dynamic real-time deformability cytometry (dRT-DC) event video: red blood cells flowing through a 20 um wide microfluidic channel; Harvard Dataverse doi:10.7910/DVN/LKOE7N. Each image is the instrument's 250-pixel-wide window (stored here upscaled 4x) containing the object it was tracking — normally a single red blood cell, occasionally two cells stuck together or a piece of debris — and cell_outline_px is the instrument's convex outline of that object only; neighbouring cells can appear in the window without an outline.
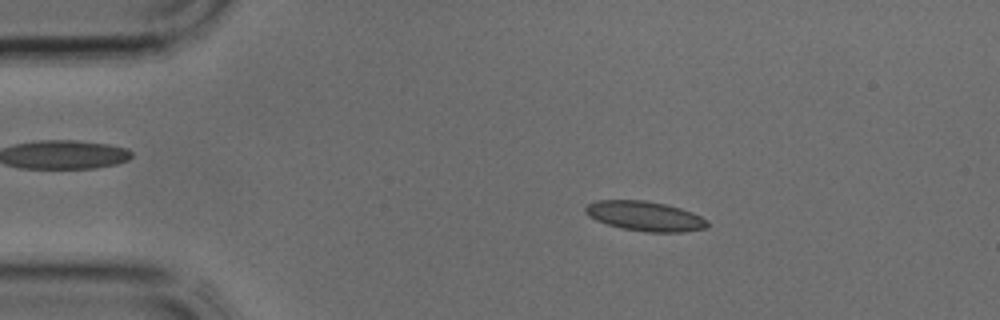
{"species": "common noctule bat (a hibernating species)", "species_latin": "Nyctalus noctula", "temperature_condition": "cold", "stored_images_in_passage": 38, "camera_frame_rate_fps": 3000, "um_per_image_px": 0.085, "animal": {"sex": "male", "body_mass_g": 17.9, "forearm_length_mm": 54.2}, "frame": {"image": 1, "passage_image": 6, "time_ms": 1.667, "image_size_px": [1000, 320], "cell_outline_px": [[708, 228], [684, 232], [648, 232], [624, 228], [608, 224], [596, 220], [588, 216], [584, 212], [584, 208], [588, 204], [596, 200], [644, 200], [664, 204], [680, 208], [692, 212], [708, 220]], "centroid_in_image_um": [54.83, 18.37], "position_along_channel_um": 30.2, "area_um2": 21.1}}
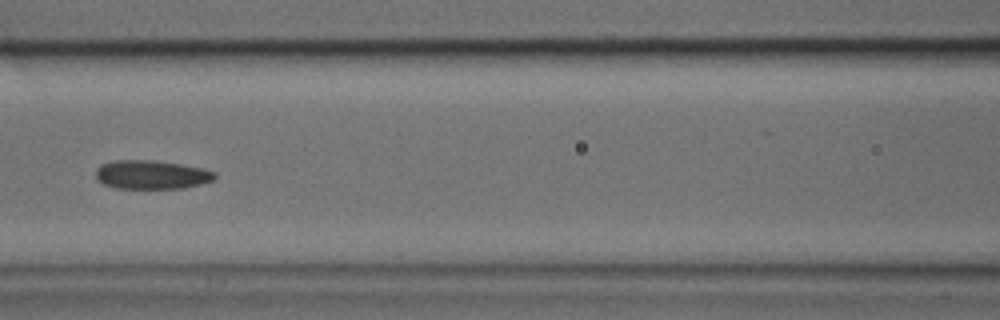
{"frame": {"image": 2, "passage_image": 16, "time_ms": 5.0, "image_size_px": [1000, 320], "cell_outline_px": [[216, 180], [184, 188], [116, 188], [104, 184], [96, 176], [96, 168], [100, 164], [112, 160], [152, 160], [180, 164], [200, 168], [216, 172]], "centroid_in_image_um": [12.88, 14.84], "position_along_channel_um": 153.7, "area_um2": 19.94}}
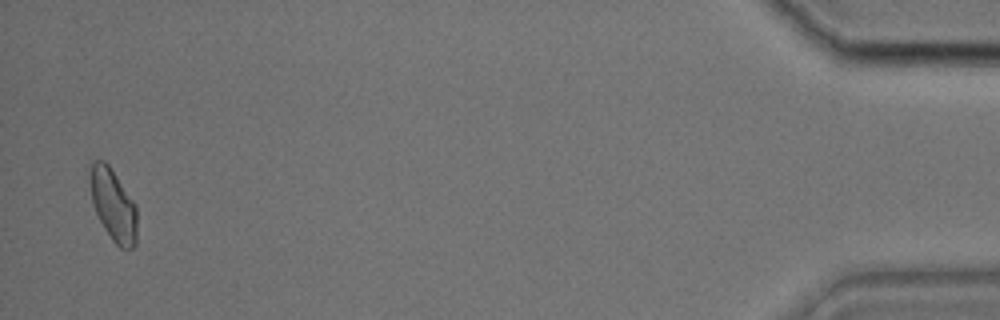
{"frame": {"image": 3, "passage_image": 37, "time_ms": 12.0, "image_size_px": [1000, 320], "cell_outline_px": [[136, 244], [132, 248], [120, 248], [112, 240], [104, 228], [92, 204], [88, 176], [92, 160], [104, 160], [108, 164], [136, 204]], "centroid_in_image_um": [9.6, 17.39], "position_along_channel_um": 425.6, "area_um2": 19.83}}